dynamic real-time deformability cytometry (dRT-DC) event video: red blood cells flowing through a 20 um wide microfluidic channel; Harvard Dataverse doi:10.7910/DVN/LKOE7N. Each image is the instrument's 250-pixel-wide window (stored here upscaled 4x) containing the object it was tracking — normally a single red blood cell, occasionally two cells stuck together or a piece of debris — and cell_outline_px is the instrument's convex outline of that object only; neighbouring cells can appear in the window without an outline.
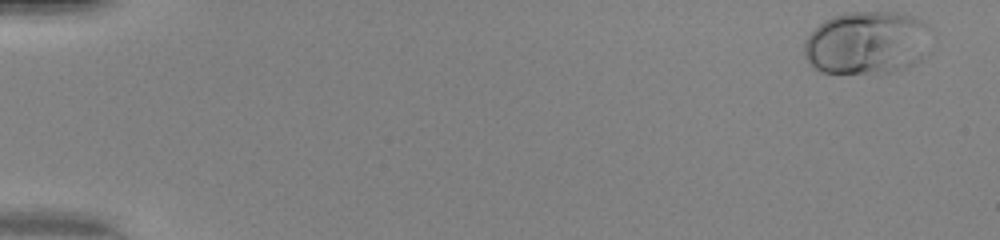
{"species": "human", "species_latin": "Homo sapiens", "temperature_condition": "warm", "stored_images_in_passage": 49, "camera_frame_rate_fps": 3000, "um_per_image_px": 0.085, "donor": {"sex": "female"}, "frame": {"image": 1, "passage_image": 1, "time_ms": 0.0, "image_size_px": [1000, 240], "cell_outline_px": [[932, 28], [920, 60], [908, 68], [892, 72], [820, 72], [812, 68], [808, 64], [804, 56], [804, 40], [824, 20], [832, 16], [848, 12], [896, 12], [912, 16], [928, 24]], "centroid_in_image_um": [73.66, 3.63], "position_along_channel_um": 11.3, "area_um2": 46.76}}
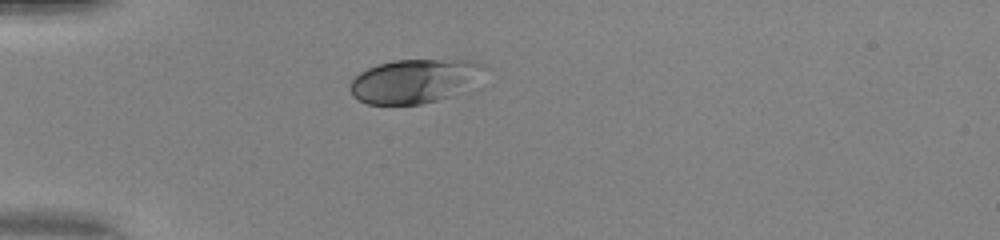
{"frame": {"image": 2, "passage_image": 14, "time_ms": 4.333, "image_size_px": [1000, 240], "cell_outline_px": [[488, 68], [448, 96], [436, 100], [420, 104], [368, 104], [360, 100], [348, 88], [348, 84], [360, 72], [368, 68], [380, 64], [396, 60], [476, 60], [484, 64]], "centroid_in_image_um": [35.14, 6.86], "position_along_channel_um": 49.9, "area_um2": 33.23}}
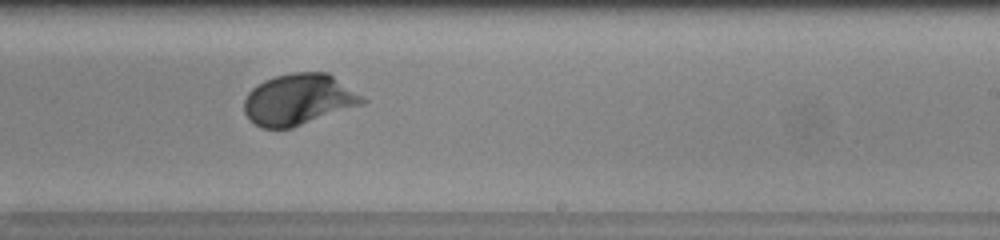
{"frame": {"image": 3, "passage_image": 31, "time_ms": 10.0, "image_size_px": [1000, 240], "cell_outline_px": [[368, 100], [364, 104], [292, 128], [260, 128], [244, 112], [244, 100], [248, 92], [252, 88], [264, 80], [276, 76], [292, 72], [328, 72]], "centroid_in_image_um": [25.39, 8.45], "position_along_channel_um": 263.6, "area_um2": 35.2}, "authors_computed_cell_mechanics": {"area_um2": 34.5644, "velocity_mm_per_s": 4.1689, "shape_relaxation_time_tau1_ms": 2.2789, "shape_relaxation_time_tau2_ms": null, "deformation_change_tau1": 0.1718, "deformation_change_tau2": null}}